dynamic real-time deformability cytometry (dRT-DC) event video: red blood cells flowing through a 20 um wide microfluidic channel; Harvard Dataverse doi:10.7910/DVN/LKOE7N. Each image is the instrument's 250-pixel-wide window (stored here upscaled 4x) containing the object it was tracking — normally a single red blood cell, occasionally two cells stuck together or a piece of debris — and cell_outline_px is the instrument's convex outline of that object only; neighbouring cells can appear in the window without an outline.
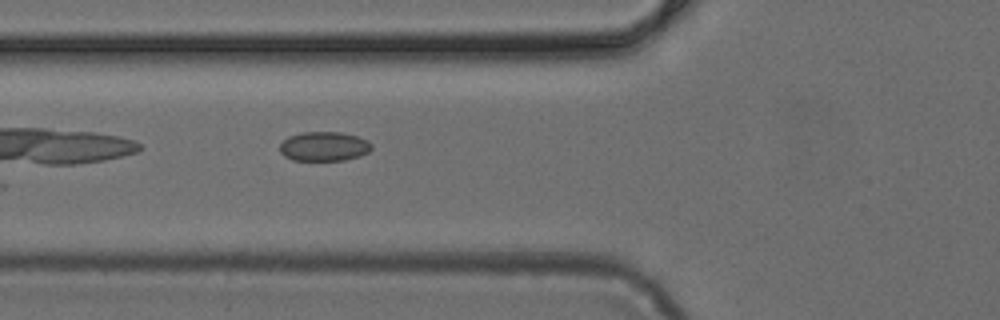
{"species": "common noctule bat (a hibernating species)", "species_latin": "Nyctalus noctula", "temperature_condition": "cold", "stored_images_in_passage": 35, "camera_frame_rate_fps": 3000, "um_per_image_px": 0.085, "animal": {"sex": "female", "body_mass_g": 24.6, "forearm_length_mm": 56.2}, "frame": {"image": 1, "passage_image": 4, "time_ms": 1.0, "image_size_px": [1000, 320], "cell_outline_px": [[372, 148], [368, 152], [360, 156], [344, 160], [292, 160], [284, 156], [280, 152], [280, 144], [288, 136], [300, 132], [340, 132], [356, 136], [368, 140], [372, 144]], "centroid_in_image_um": [27.54, 12.44], "position_along_channel_um": 98.3, "area_um2": 15.78}}
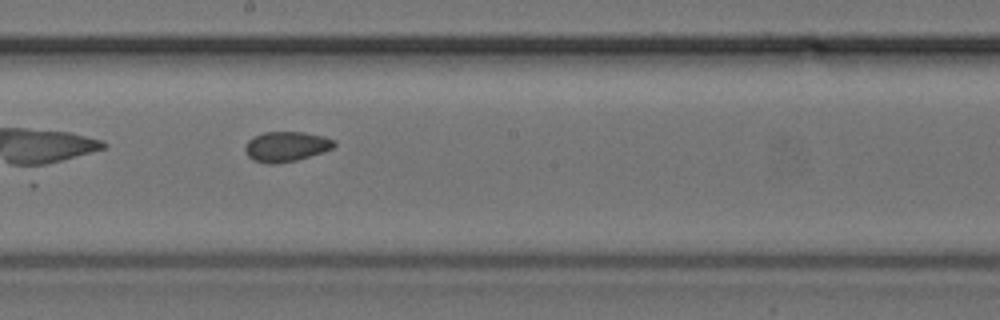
{"frame": {"image": 2, "passage_image": 13, "time_ms": 4.0, "image_size_px": [1000, 320], "cell_outline_px": [[336, 144], [332, 148], [324, 152], [296, 160], [276, 164], [268, 164], [252, 160], [248, 156], [244, 148], [248, 140], [264, 132], [304, 132], [324, 136], [336, 140]], "centroid_in_image_um": [24.34, 12.46], "position_along_channel_um": 223.9, "area_um2": 15.66}}
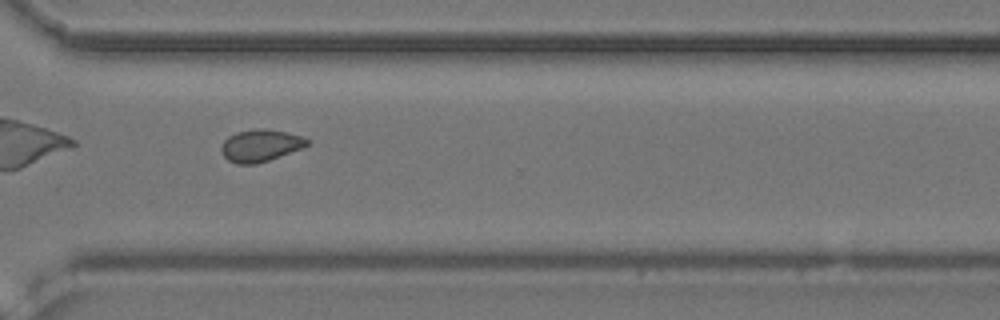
{"frame": {"image": 3, "passage_image": 22, "time_ms": 7.0, "image_size_px": [1000, 320], "cell_outline_px": [[312, 140], [308, 144], [300, 148], [268, 160], [256, 164], [236, 164], [228, 160], [220, 152], [220, 148], [224, 140], [228, 136], [236, 132], [256, 128], [264, 128], [304, 136]], "centroid_in_image_um": [22.11, 12.36], "position_along_channel_um": 348.5, "area_um2": 16.07}}